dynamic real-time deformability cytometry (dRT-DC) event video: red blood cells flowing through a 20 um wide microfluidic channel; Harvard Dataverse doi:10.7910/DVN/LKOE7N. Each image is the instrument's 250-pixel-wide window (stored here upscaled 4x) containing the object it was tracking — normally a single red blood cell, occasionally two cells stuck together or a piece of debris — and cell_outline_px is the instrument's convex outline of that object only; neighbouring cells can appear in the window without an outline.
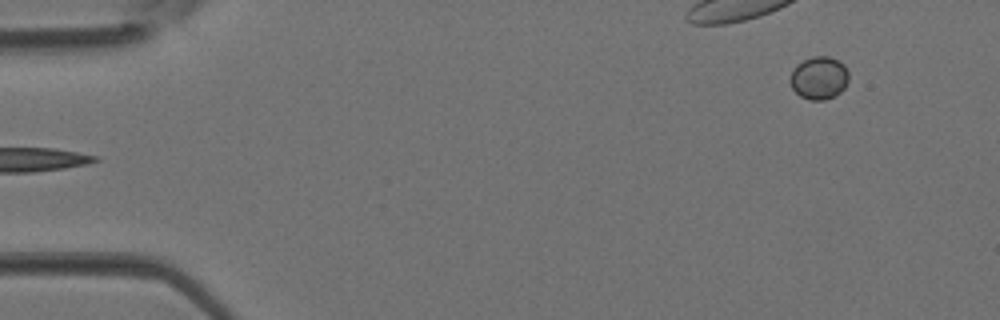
{"species": "Egyptian fruit bat (a non-hibernating species)", "species_latin": "Rousettus aegyptiacus", "temperature_condition": "room temperature", "stored_images_in_passage": 4, "segment_of_instrument_passage": [2, 2], "camera_frame_rate_fps": 3000, "um_per_image_px": 0.085, "animal": {"sex": "female"}, "frame": {"image": 1, "passage_image": 4, "time_ms": 1.0, "image_size_px": [1000, 320], "cell_outline_px": [[848, 80], [844, 88], [836, 96], [824, 100], [812, 100], [800, 96], [792, 88], [792, 72], [796, 64], [812, 56], [828, 56], [844, 64], [848, 72]], "centroid_in_image_um": [69.64, 6.62], "position_along_channel_um": 15.4, "area_um2": 14.45}}